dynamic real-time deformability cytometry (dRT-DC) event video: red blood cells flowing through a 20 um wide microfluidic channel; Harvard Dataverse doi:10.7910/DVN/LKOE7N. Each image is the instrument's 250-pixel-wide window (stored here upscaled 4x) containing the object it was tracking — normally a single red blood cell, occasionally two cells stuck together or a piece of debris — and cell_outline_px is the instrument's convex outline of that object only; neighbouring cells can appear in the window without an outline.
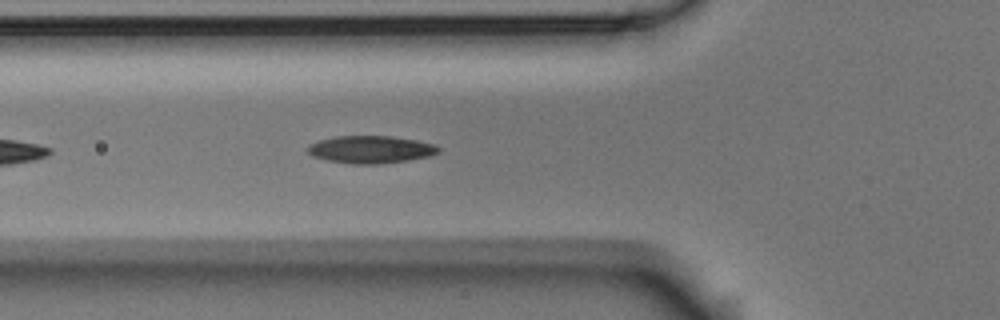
{"species": "Egyptian fruit bat (a non-hibernating species)", "species_latin": "Rousettus aegyptiacus", "temperature_condition": "room temperature", "stored_images_in_passage": 15, "camera_frame_rate_fps": 3000, "um_per_image_px": 0.085, "animal": {"sex": "male"}, "frame": {"image": 1, "passage_image": 7, "time_ms": 2.0, "image_size_px": [1000, 320], "cell_outline_px": [[440, 152], [432, 156], [408, 160], [380, 164], [352, 164], [328, 160], [312, 156], [308, 152], [308, 144], [320, 140], [336, 136], [392, 136], [416, 140], [436, 144], [440, 148]], "centroid_in_image_um": [31.55, 12.71], "position_along_channel_um": 94.2, "area_um2": 21.1}}